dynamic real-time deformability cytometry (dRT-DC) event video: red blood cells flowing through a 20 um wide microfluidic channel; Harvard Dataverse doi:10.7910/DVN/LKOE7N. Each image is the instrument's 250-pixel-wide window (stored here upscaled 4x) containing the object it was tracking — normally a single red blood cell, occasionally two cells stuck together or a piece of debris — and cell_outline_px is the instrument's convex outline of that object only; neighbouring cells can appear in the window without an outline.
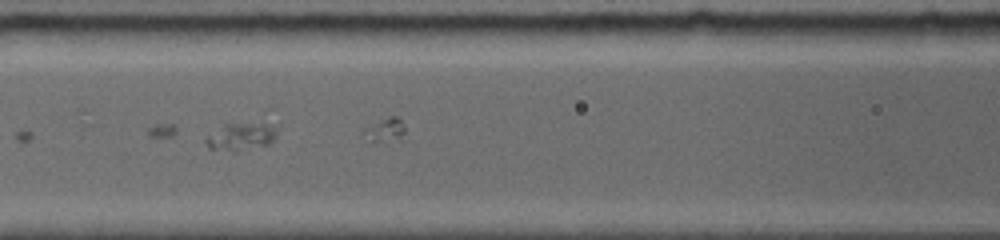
{"species": "common noctule bat (a hibernating species)", "species_latin": "Nyctalus noctula", "temperature_condition": "room temperature", "stored_images_in_passage": 20, "segment_of_instrument_passage": [1, 2], "camera_frame_rate_fps": 5000, "um_per_image_px": 0.085, "animal": {"sex": "female", "body_mass_g": 19.0, "forearm_length_mm": 56.7}, "frame": {"image": 1, "passage_image": 10, "time_ms": 9.2, "image_size_px": [1000, 240], "cell_outline_px": [[276, 136], [268, 144], [236, 152], [208, 148], [204, 140], [208, 136], [224, 124], [276, 124]], "centroid_in_image_um": [20.48, 11.63], "position_along_channel_um": 146.1, "area_um2": 11.21}}